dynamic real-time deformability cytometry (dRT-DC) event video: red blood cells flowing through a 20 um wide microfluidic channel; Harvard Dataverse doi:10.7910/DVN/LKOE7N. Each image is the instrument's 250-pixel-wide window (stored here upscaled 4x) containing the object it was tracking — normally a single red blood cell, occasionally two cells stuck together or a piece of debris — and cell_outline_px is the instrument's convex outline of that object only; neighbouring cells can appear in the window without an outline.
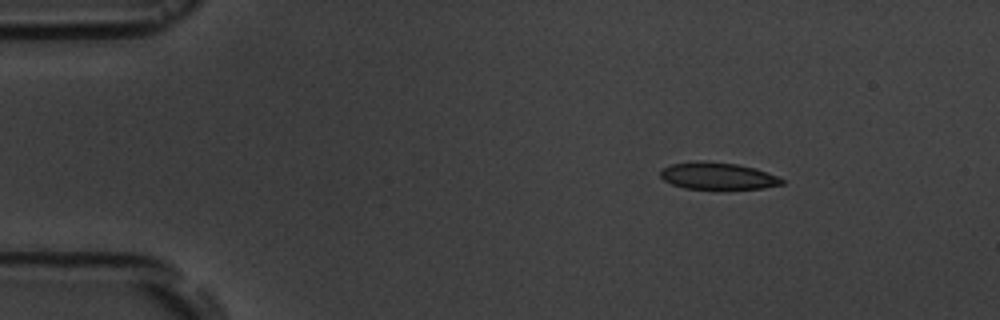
{"species": "common noctule bat (a hibernating species)", "species_latin": "Nyctalus noctula", "temperature_condition": "room temperature", "stored_images_in_passage": 4, "camera_frame_rate_fps": 3000, "um_per_image_px": 0.085, "animal": {"sex": "male", "body_mass_g": 19.5, "forearm_length_mm": 54.6}, "frame": {"image": 1, "passage_image": 1, "time_ms": 0.0, "image_size_px": [1000, 320], "cell_outline_px": [[784, 184], [764, 188], [720, 192], [684, 188], [672, 184], [664, 180], [660, 176], [660, 168], [672, 164], [700, 160], [736, 164], [756, 168], [776, 176], [784, 180]], "centroid_in_image_um": [61.0, 15.01], "position_along_channel_um": 24.0, "area_um2": 20.06}}
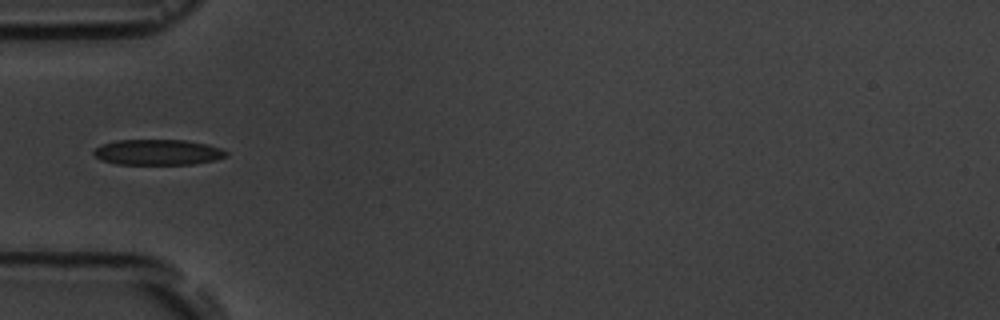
{"frame": {"image": 2, "passage_image": 4, "time_ms": 3.333, "image_size_px": [1000, 320], "cell_outline_px": [[228, 156], [216, 160], [192, 164], [116, 164], [100, 160], [92, 152], [100, 144], [116, 140], [184, 140], [208, 144], [220, 148], [228, 152]], "centroid_in_image_um": [13.41, 12.94], "position_along_channel_um": 71.6, "area_um2": 19.88}}